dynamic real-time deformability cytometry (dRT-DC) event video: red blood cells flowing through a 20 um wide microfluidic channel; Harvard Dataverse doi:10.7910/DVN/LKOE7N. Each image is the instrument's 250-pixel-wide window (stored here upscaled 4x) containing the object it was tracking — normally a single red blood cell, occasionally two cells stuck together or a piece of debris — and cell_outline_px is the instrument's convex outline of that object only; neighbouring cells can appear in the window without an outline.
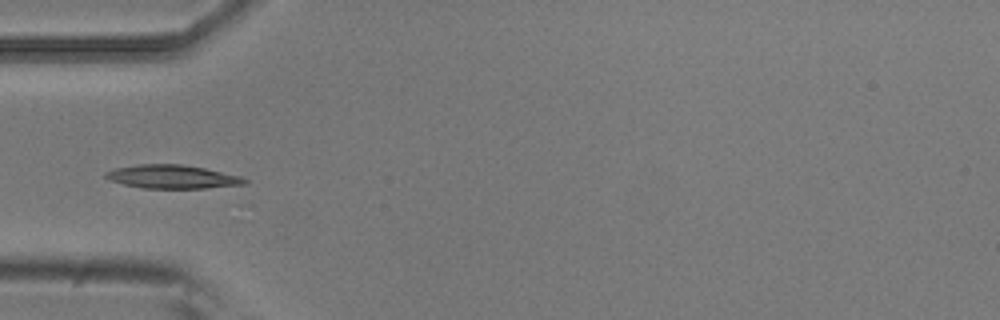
{"species": "common noctule bat (a hibernating species)", "species_latin": "Nyctalus noctula", "temperature_condition": "room temperature", "stored_images_in_passage": 6, "camera_frame_rate_fps": 3000, "um_per_image_px": 0.085, "animal": {"sex": "male", "body_mass_g": 20.5, "forearm_length_mm": 52.5}, "frame": {"image": 1, "passage_image": 4, "time_ms": 1.0, "image_size_px": [1000, 320], "cell_outline_px": [[248, 184], [208, 188], [140, 188], [108, 180], [104, 176], [104, 172], [116, 168], [140, 164], [184, 164], [204, 168], [240, 176], [248, 180]], "centroid_in_image_um": [14.64, 15.02], "position_along_channel_um": 70.4, "area_um2": 19.13}}
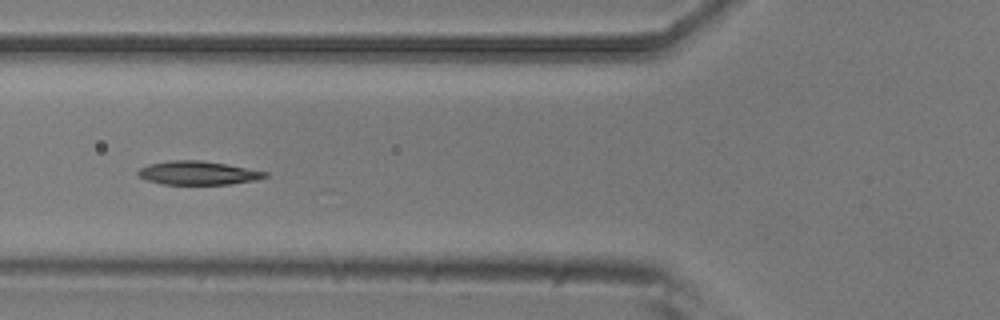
{"frame": {"image": 2, "passage_image": 5, "time_ms": 1.333, "image_size_px": [1000, 320], "cell_outline_px": [[268, 176], [256, 180], [232, 184], [164, 184], [148, 180], [136, 176], [136, 172], [140, 168], [148, 164], [168, 160], [200, 160], [224, 164], [268, 172]], "centroid_in_image_um": [16.79, 14.7], "position_along_channel_um": 109.0, "area_um2": 17.46}}
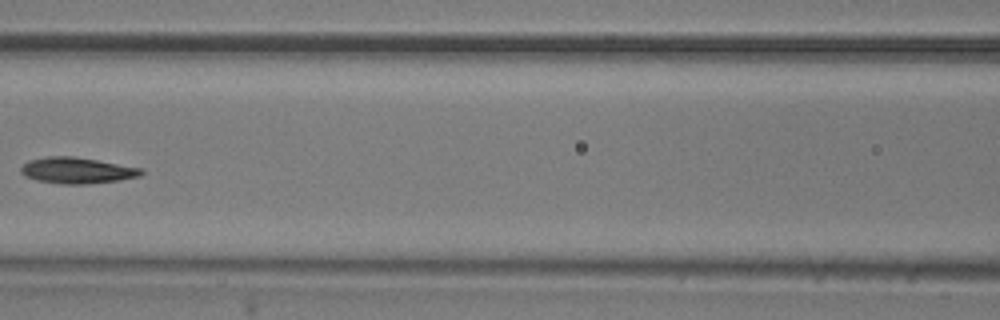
{"frame": {"image": 3, "passage_image": 6, "time_ms": 1.667, "image_size_px": [1000, 320], "cell_outline_px": [[144, 172], [140, 176], [120, 180], [84, 184], [60, 184], [36, 180], [24, 176], [20, 172], [20, 168], [28, 160], [48, 156], [72, 156], [144, 168]], "centroid_in_image_um": [6.54, 14.49], "position_along_channel_um": 160.1, "area_um2": 18.38}}